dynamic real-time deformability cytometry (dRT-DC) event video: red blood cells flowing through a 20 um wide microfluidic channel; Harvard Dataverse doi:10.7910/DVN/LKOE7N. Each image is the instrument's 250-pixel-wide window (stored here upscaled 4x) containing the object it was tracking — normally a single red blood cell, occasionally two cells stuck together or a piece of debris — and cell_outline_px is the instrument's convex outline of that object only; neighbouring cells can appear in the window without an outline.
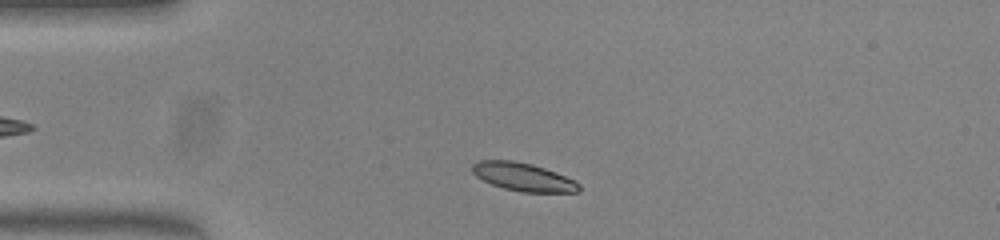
{"species": "common noctule bat (a hibernating species)", "species_latin": "Nyctalus noctula", "temperature_condition": "warm", "stored_images_in_passage": 43, "camera_frame_rate_fps": 3000, "um_per_image_px": 0.085, "animal": {"sex": "female", "body_mass_g": 23.0, "forearm_length_mm": 53.4}, "frame": {"image": 1, "passage_image": 4, "time_ms": 1.0, "image_size_px": [1000, 240], "cell_outline_px": [[580, 192], [524, 192], [504, 188], [492, 184], [476, 176], [472, 172], [472, 164], [476, 160], [512, 160], [532, 164], [556, 172], [576, 180], [580, 184]], "centroid_in_image_um": [44.49, 15.03], "position_along_channel_um": 40.5, "area_um2": 17.57}}
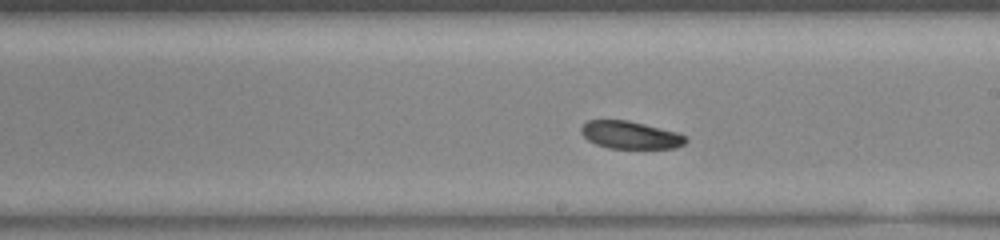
{"frame": {"image": 2, "passage_image": 21, "time_ms": 6.667, "image_size_px": [1000, 240], "cell_outline_px": [[688, 140], [684, 144], [676, 148], [608, 148], [596, 144], [588, 140], [580, 132], [580, 128], [588, 120], [628, 120], [676, 132], [684, 136]], "centroid_in_image_um": [53.56, 11.48], "position_along_channel_um": 235.4, "area_um2": 16.7}}
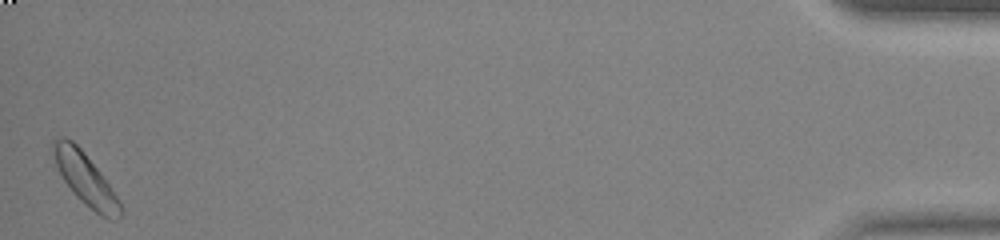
{"frame": {"image": 3, "passage_image": 43, "time_ms": 14.0, "image_size_px": [1000, 240], "cell_outline_px": [[124, 208], [120, 216], [116, 220], [108, 220], [100, 216], [80, 200], [76, 196], [64, 180], [56, 164], [52, 152], [52, 140], [60, 136], [64, 136], [72, 140], [80, 148], [100, 172], [112, 188], [120, 200]], "centroid_in_image_um": [7.28, 15.24], "position_along_channel_um": 427.9, "area_um2": 20.29}, "authors_computed_cell_mechanics": {"area_um2": 17.918, "velocity_mm_per_s": 3.9338, "shape_relaxation_time_tau1_ms": 1.2298, "shape_relaxation_time_tau2_ms": null, "deformation_change_tau1": 0.0646, "deformation_change_tau2": null}}